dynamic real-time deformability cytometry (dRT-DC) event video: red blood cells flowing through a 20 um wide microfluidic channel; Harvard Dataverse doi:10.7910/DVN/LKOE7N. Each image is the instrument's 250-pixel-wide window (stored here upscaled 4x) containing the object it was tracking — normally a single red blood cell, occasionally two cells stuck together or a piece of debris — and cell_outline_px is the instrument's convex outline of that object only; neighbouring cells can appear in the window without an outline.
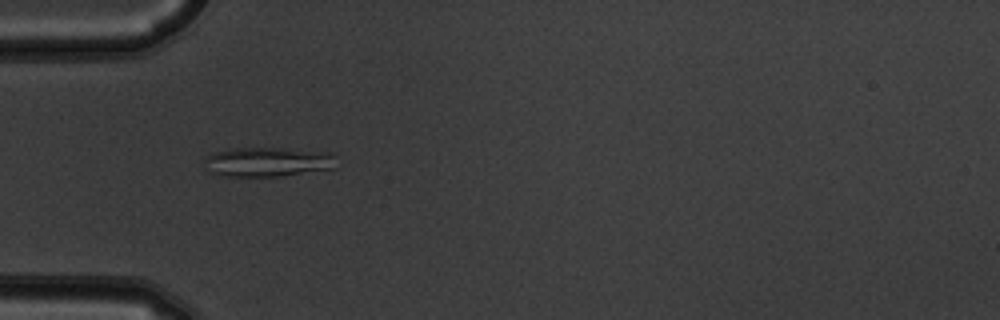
{"species": "common noctule bat (a hibernating species)", "species_latin": "Nyctalus noctula", "temperature_condition": "warm", "stored_images_in_passage": 5, "camera_frame_rate_fps": 3000, "um_per_image_px": 0.085, "animal": {"sex": "male", "body_mass_g": 19.5, "forearm_length_mm": 54.6}, "frame": {"image": 1, "passage_image": 4, "time_ms": 1.0, "image_size_px": [1000, 320], "cell_outline_px": [[336, 168], [280, 176], [228, 176], [208, 172], [204, 160], [204, 156], [216, 152], [232, 148], [276, 148], [332, 152], [336, 156]], "centroid_in_image_um": [22.78, 13.76], "position_along_channel_um": 62.2, "area_um2": 22.77}}
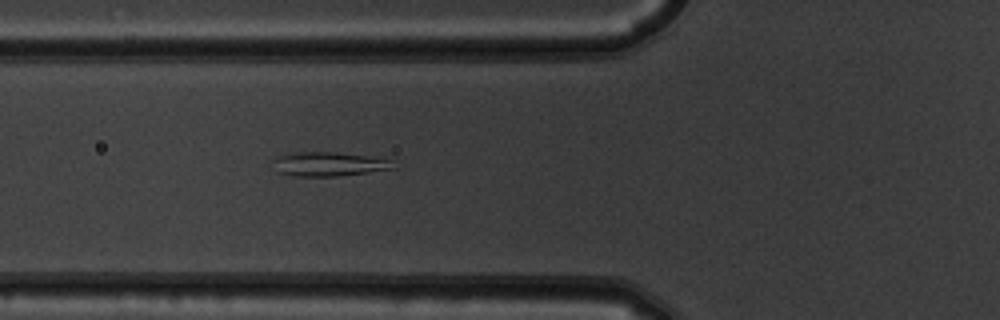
{"frame": {"image": 2, "passage_image": 5, "time_ms": 1.333, "image_size_px": [1000, 320], "cell_outline_px": [[396, 168], [368, 172], [336, 176], [292, 176], [276, 172], [272, 160], [280, 156], [296, 152], [336, 152], [396, 156]], "centroid_in_image_um": [28.17, 13.92], "position_along_channel_um": 97.6, "area_um2": 17.86}}